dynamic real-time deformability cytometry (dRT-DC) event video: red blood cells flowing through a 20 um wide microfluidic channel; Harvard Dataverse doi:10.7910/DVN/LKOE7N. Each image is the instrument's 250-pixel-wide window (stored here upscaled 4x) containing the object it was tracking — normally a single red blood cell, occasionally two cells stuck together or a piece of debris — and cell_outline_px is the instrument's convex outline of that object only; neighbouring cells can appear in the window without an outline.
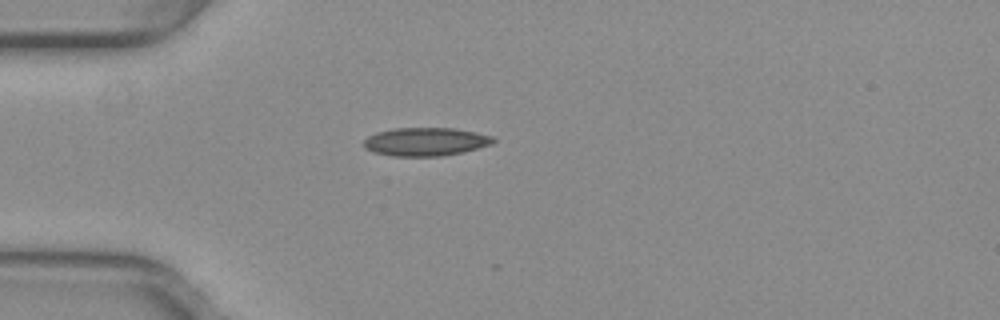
{"species": "common noctule bat (a hibernating species)", "species_latin": "Nyctalus noctula", "temperature_condition": "warm", "stored_images_in_passage": 2, "camera_frame_rate_fps": 3000, "um_per_image_px": 0.085, "animal": {"sex": "female", "body_mass_g": 29.2, "forearm_length_mm": 56.3}, "frame": {"image": 1, "passage_image": 1, "time_ms": 0.0, "image_size_px": [1000, 320], "cell_outline_px": [[496, 140], [492, 144], [464, 152], [440, 156], [392, 156], [376, 152], [364, 148], [364, 140], [368, 136], [376, 132], [396, 128], [456, 128], [476, 132], [492, 136]], "centroid_in_image_um": [36.2, 12.04], "position_along_channel_um": 48.8, "area_um2": 21.39}}